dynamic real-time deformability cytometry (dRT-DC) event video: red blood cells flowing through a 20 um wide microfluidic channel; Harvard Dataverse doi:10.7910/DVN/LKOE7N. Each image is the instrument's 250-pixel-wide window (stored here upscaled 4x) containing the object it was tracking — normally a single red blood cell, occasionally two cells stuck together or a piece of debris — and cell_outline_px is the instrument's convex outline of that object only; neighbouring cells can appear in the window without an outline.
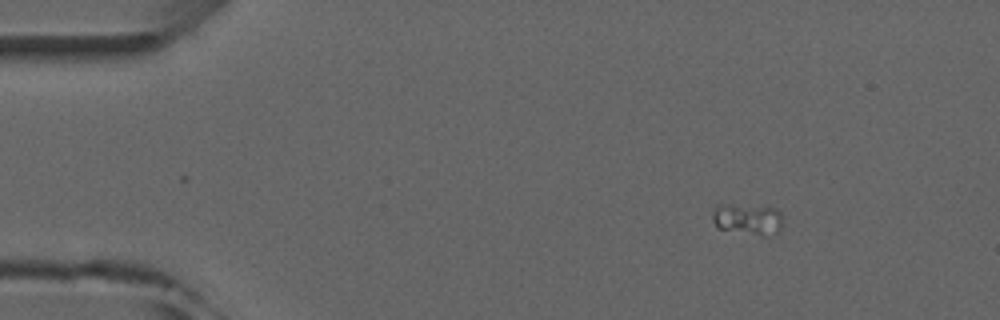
{"species": "common noctule bat (a hibernating species)", "species_latin": "Nyctalus noctula", "temperature_condition": "room temperature", "stored_images_in_passage": 5, "camera_frame_rate_fps": 3000, "um_per_image_px": 0.085, "animal": {"sex": "male", "forearm_length_mm": 52.5}, "frame": {"image": 1, "passage_image": 1, "time_ms": 0.0, "image_size_px": [1000, 320], "cell_outline_px": [[780, 228], [776, 232], [768, 236], [760, 236], [716, 228], [712, 220], [712, 212], [716, 204], [724, 204], [776, 208], [780, 212]], "centroid_in_image_um": [63.48, 18.64], "position_along_channel_um": 21.5, "area_um2": 12.77}}